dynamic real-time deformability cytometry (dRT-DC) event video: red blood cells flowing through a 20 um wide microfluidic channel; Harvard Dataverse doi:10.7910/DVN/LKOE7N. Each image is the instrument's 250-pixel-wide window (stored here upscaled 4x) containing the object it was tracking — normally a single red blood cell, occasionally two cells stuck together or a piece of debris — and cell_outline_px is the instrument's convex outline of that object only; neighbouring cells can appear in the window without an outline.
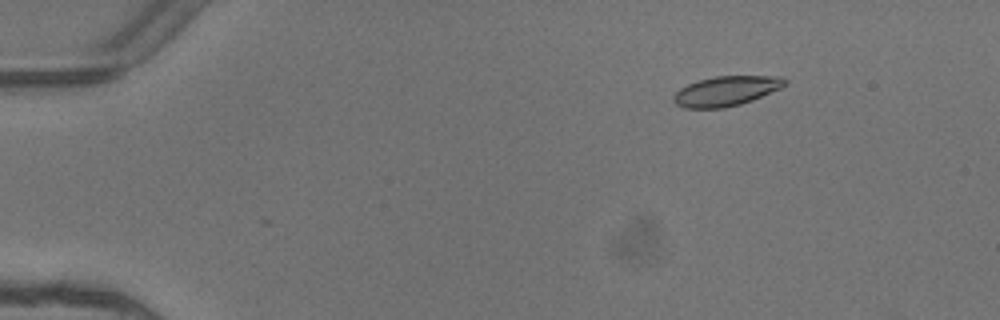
{"species": "common noctule bat (a hibernating species)", "species_latin": "Nyctalus noctula", "temperature_condition": "warm", "stored_images_in_passage": 5, "camera_frame_rate_fps": 3000, "um_per_image_px": 0.085, "animal": {"sex": "female"}, "frame": {"image": 1, "passage_image": 3, "time_ms": 0.667, "image_size_px": [1000, 320], "cell_outline_px": [[788, 80], [780, 88], [752, 100], [740, 104], [724, 108], [684, 108], [676, 104], [672, 100], [672, 96], [680, 88], [688, 84], [700, 80], [716, 76], [784, 76]], "centroid_in_image_um": [61.7, 7.74], "position_along_channel_um": 23.3, "area_um2": 19.25}}